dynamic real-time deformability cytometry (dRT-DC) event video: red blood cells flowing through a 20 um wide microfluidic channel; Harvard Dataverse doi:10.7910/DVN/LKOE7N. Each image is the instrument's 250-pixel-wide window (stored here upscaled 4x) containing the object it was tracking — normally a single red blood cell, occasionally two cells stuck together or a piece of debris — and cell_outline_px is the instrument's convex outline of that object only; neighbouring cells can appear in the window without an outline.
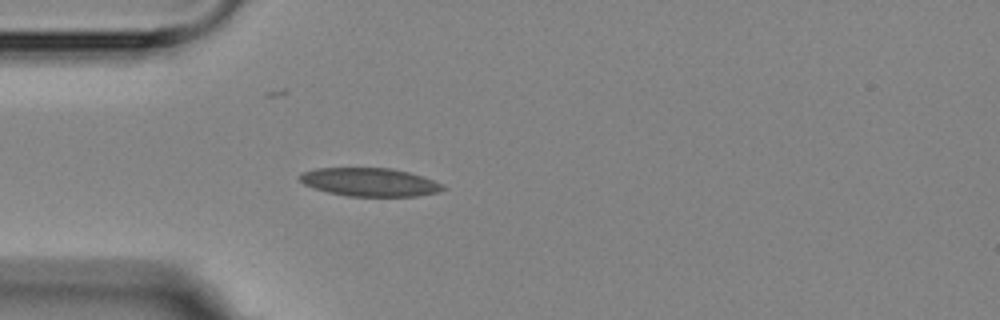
{"species": "Egyptian fruit bat (a non-hibernating species)", "species_latin": "Rousettus aegyptiacus", "temperature_condition": "room temperature", "stored_images_in_passage": 4, "camera_frame_rate_fps": 3000, "um_per_image_px": 0.085, "animal": {"sex": "female"}, "frame": {"image": 1, "passage_image": 4, "time_ms": 4.333, "image_size_px": [1000, 320], "cell_outline_px": [[448, 188], [440, 192], [416, 196], [348, 196], [328, 192], [304, 184], [300, 180], [300, 172], [316, 168], [392, 168], [424, 176], [444, 184]], "centroid_in_image_um": [31.49, 15.48], "position_along_channel_um": 53.5, "area_um2": 23.76}}